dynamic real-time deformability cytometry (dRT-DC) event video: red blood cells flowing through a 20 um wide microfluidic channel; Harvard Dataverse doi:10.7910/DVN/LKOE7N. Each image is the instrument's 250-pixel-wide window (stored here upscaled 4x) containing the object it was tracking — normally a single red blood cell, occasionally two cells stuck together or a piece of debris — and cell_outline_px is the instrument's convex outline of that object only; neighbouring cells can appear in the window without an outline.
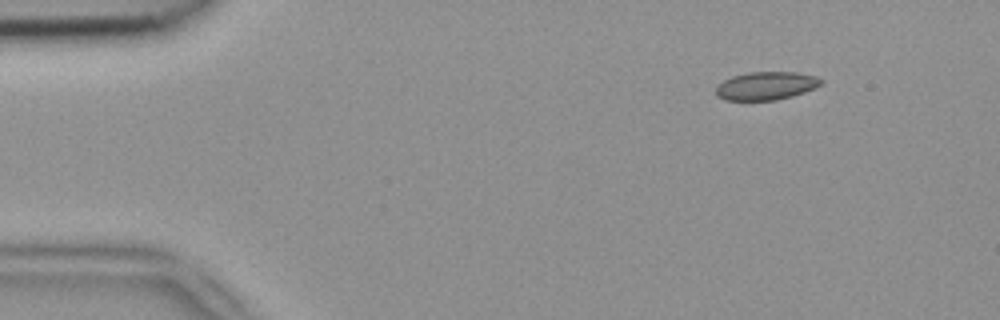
{"species": "common noctule bat (a hibernating species)", "species_latin": "Nyctalus noctula", "temperature_condition": "room temperature", "stored_images_in_passage": 46, "camera_frame_rate_fps": 3000, "um_per_image_px": 0.085, "animal": {"sex": "female", "body_mass_g": 18.4}, "frame": {"image": 1, "passage_image": 1, "time_ms": 0.0, "image_size_px": [1000, 320], "cell_outline_px": [[824, 80], [816, 88], [792, 96], [776, 100], [724, 100], [716, 96], [716, 88], [724, 80], [732, 76], [748, 72], [796, 72], [816, 76]], "centroid_in_image_um": [65.13, 7.29], "position_along_channel_um": 19.9, "area_um2": 17.28}}
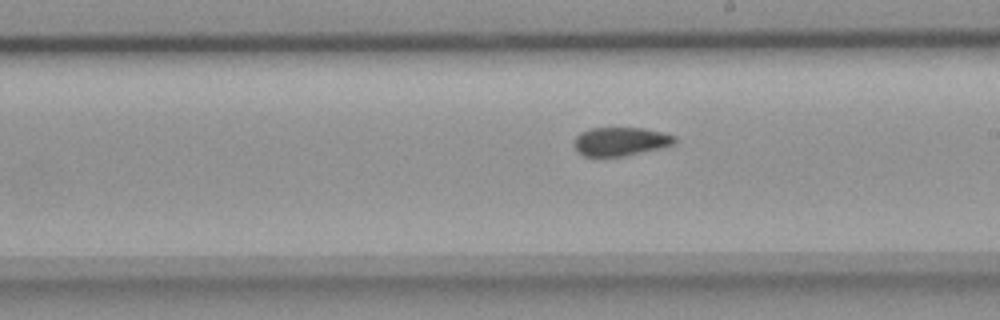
{"frame": {"image": 2, "passage_image": 24, "time_ms": 7.667, "image_size_px": [1000, 320], "cell_outline_px": [[676, 140], [672, 144], [660, 148], [624, 156], [584, 156], [576, 152], [576, 136], [580, 132], [592, 128], [644, 128], [676, 136]], "centroid_in_image_um": [52.73, 12.02], "position_along_channel_um": 236.3, "area_um2": 16.53}}
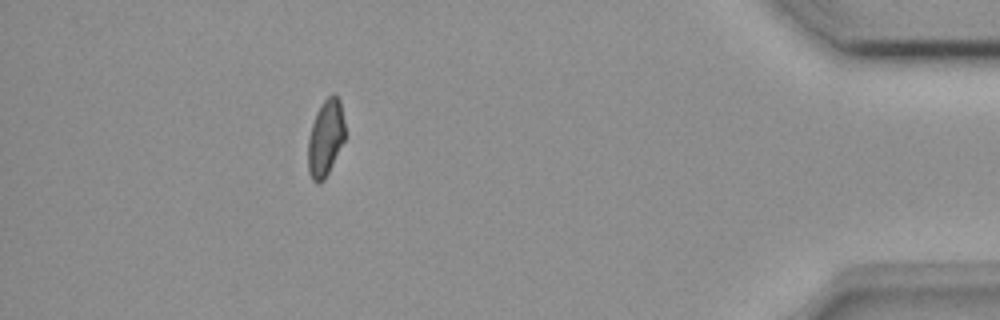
{"frame": {"image": 3, "passage_image": 41, "time_ms": 13.333, "image_size_px": [1000, 320], "cell_outline_px": [[344, 140], [324, 180], [320, 184], [316, 184], [312, 180], [308, 172], [308, 140], [312, 124], [316, 112], [320, 104], [332, 92], [340, 100], [344, 120]], "centroid_in_image_um": [27.65, 11.73], "position_along_channel_um": 407.5, "area_um2": 16.47}, "authors_computed_cell_mechanics": {"area_um2": 17.3111, "velocity_mm_per_s": 3.9429, "shape_relaxation_time_tau1_ms": null, "shape_relaxation_time_tau2_ms": 3.0222, "deformation_change_tau1": null, "deformation_change_tau2": 0.061}}